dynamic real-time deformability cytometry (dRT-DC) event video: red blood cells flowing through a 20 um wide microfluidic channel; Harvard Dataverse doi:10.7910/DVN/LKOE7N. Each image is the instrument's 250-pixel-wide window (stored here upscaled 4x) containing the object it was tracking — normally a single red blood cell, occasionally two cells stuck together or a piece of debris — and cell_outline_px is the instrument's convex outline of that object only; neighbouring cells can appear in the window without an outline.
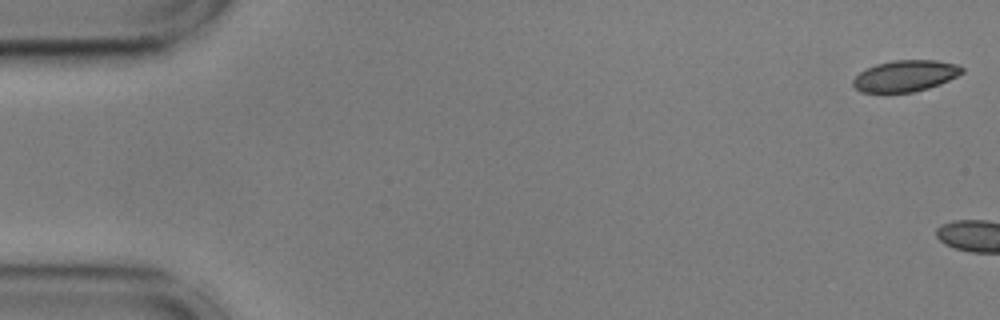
{"species": "common noctule bat (a hibernating species)", "species_latin": "Nyctalus noctula", "temperature_condition": "cold", "stored_images_in_passage": 4, "camera_frame_rate_fps": 3000, "um_per_image_px": 0.085, "animal": {"sex": "male", "body_mass_g": 17.9, "forearm_length_mm": 54.2}, "frame": {"image": 1, "passage_image": 1, "time_ms": 0.0, "image_size_px": [1000, 320], "cell_outline_px": [[964, 72], [940, 84], [928, 88], [912, 92], [860, 92], [852, 84], [852, 80], [860, 72], [876, 64], [892, 60], [936, 60], [960, 64], [964, 68]], "centroid_in_image_um": [76.98, 6.44], "position_along_channel_um": 8.0, "area_um2": 19.88}}